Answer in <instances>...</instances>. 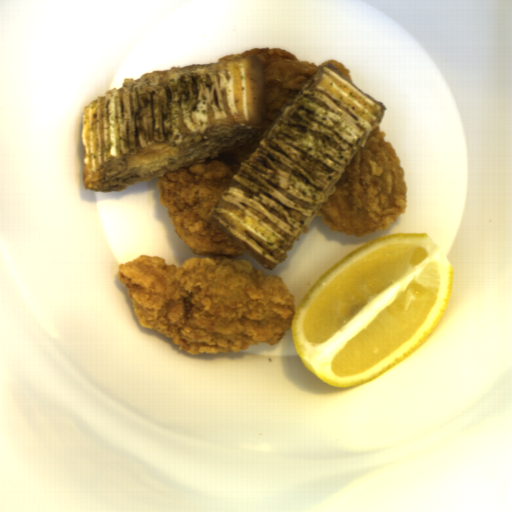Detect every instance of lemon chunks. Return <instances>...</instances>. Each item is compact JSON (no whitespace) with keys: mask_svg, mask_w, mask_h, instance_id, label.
<instances>
[{"mask_svg":"<svg viewBox=\"0 0 512 512\" xmlns=\"http://www.w3.org/2000/svg\"><path fill=\"white\" fill-rule=\"evenodd\" d=\"M453 264L427 235L392 232L350 251L304 293L291 333L306 370L334 388L417 352L448 309Z\"/></svg>","mask_w":512,"mask_h":512,"instance_id":"lemon-chunks-1","label":"lemon chunks"}]
</instances>
